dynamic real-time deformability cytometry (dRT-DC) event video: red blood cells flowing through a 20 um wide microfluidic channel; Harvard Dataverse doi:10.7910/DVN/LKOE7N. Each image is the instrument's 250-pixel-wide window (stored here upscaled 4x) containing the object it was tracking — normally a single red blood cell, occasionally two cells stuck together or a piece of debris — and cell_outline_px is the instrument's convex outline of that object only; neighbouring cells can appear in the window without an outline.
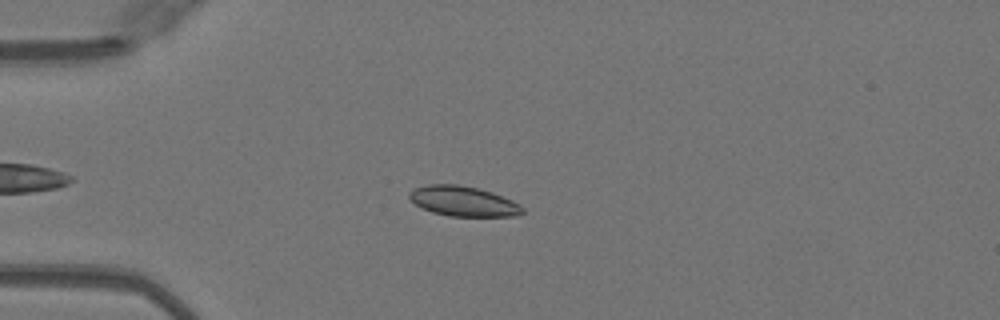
{"species": "Egyptian fruit bat (a non-hibernating species)", "species_latin": "Rousettus aegyptiacus", "temperature_condition": "warm", "stored_images_in_passage": 51, "camera_frame_rate_fps": 3000, "um_per_image_px": 0.085, "animal": {"sex": "female"}, "frame": {"image": 1, "passage_image": 14, "time_ms": 4.333, "image_size_px": [1000, 320], "cell_outline_px": [[524, 212], [516, 216], [448, 216], [432, 212], [416, 204], [408, 196], [408, 192], [412, 188], [428, 184], [460, 184], [492, 192], [512, 200], [520, 204], [524, 208]], "centroid_in_image_um": [39.38, 17.09], "position_along_channel_um": 45.6, "area_um2": 19.88}}
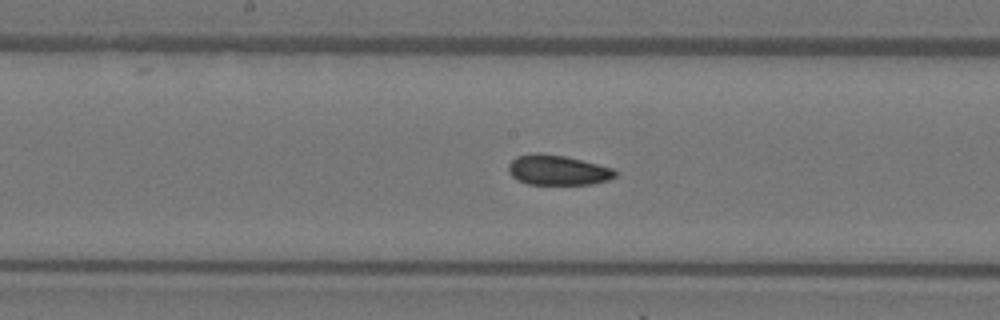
{"frame": {"image": 2, "passage_image": 27, "time_ms": 8.667, "image_size_px": [1000, 320], "cell_outline_px": [[616, 176], [608, 180], [592, 184], [528, 184], [512, 176], [508, 172], [508, 164], [516, 156], [536, 152], [540, 152], [564, 156], [612, 168], [616, 172]], "centroid_in_image_um": [47.37, 14.45], "position_along_channel_um": 200.8, "area_um2": 18.55}}
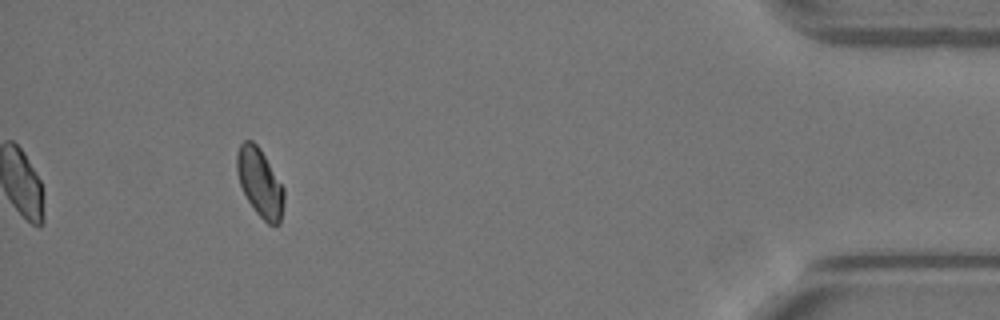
{"frame": {"image": 3, "passage_image": 47, "time_ms": 15.333, "image_size_px": [1000, 320], "cell_outline_px": [[284, 204], [280, 224], [268, 224], [256, 212], [248, 200], [240, 184], [236, 168], [236, 156], [240, 144], [244, 140], [252, 140], [260, 148], [284, 188]], "centroid_in_image_um": [22.1, 15.52], "position_along_channel_um": 413.1, "area_um2": 18.61}, "authors_computed_cell_mechanics": {"area_um2": 19.074, "velocity_mm_per_s": 4.075, "shape_relaxation_time_tau1_ms": null, "shape_relaxation_time_tau2_ms": 2.3971, "deformation_change_tau1": null, "deformation_change_tau2": 0.0547}}